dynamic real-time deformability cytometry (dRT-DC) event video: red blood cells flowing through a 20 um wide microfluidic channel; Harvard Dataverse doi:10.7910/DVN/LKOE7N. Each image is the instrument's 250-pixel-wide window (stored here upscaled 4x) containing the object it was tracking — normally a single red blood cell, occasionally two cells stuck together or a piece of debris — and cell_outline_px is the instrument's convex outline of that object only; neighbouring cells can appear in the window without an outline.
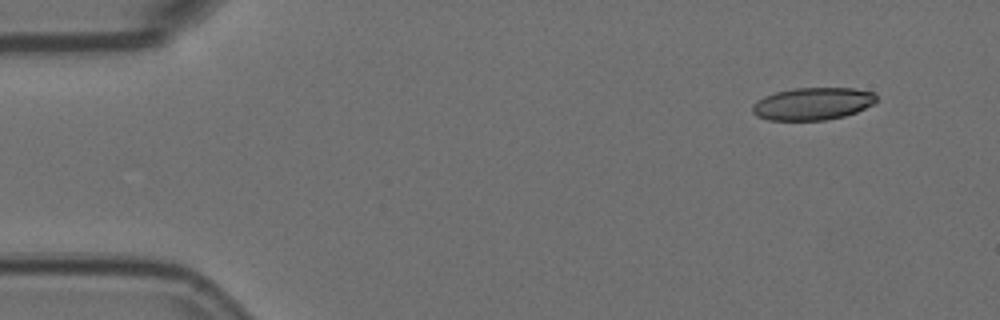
{"species": "Egyptian fruit bat (a non-hibernating species)", "species_latin": "Rousettus aegyptiacus", "temperature_condition": "room temperature", "stored_images_in_passage": 4, "camera_frame_rate_fps": 3000, "um_per_image_px": 0.085, "animal": {"sex": "female"}, "frame": {"image": 1, "passage_image": 1, "time_ms": 0.0, "image_size_px": [1000, 320], "cell_outline_px": [[876, 104], [856, 112], [844, 116], [824, 120], [768, 120], [756, 116], [752, 112], [752, 104], [756, 100], [764, 96], [776, 92], [792, 88], [856, 88], [876, 92]], "centroid_in_image_um": [69.09, 8.81], "position_along_channel_um": 15.9, "area_um2": 23.76}}